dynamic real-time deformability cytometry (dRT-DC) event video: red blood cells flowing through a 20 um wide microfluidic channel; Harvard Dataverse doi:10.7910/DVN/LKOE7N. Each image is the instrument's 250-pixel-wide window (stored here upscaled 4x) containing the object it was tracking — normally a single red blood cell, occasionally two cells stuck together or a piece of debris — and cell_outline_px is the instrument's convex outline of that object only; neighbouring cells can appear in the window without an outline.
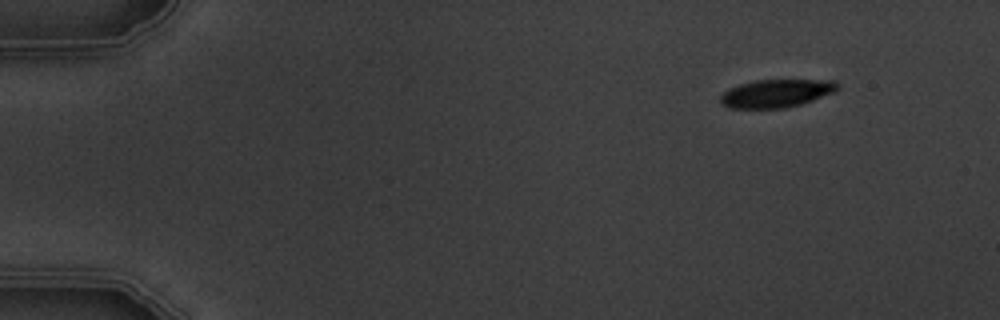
{"species": "common noctule bat (a hibernating species)", "species_latin": "Nyctalus noctula", "temperature_condition": "warm", "stored_images_in_passage": 5, "segment_of_instrument_passage": [1, 2], "camera_frame_rate_fps": 3000, "um_per_image_px": 0.085, "animal": {"sex": "male", "body_mass_g": 19.5, "forearm_length_mm": 54.6}, "frame": {"image": 1, "passage_image": 1, "time_ms": 0.0, "image_size_px": [1000, 320], "cell_outline_px": [[840, 88], [836, 92], [800, 104], [784, 108], [728, 108], [720, 104], [720, 96], [728, 88], [740, 84], [756, 80], [836, 80], [840, 84]], "centroid_in_image_um": [66.0, 7.93], "position_along_channel_um": 19.0, "area_um2": 19.31}}
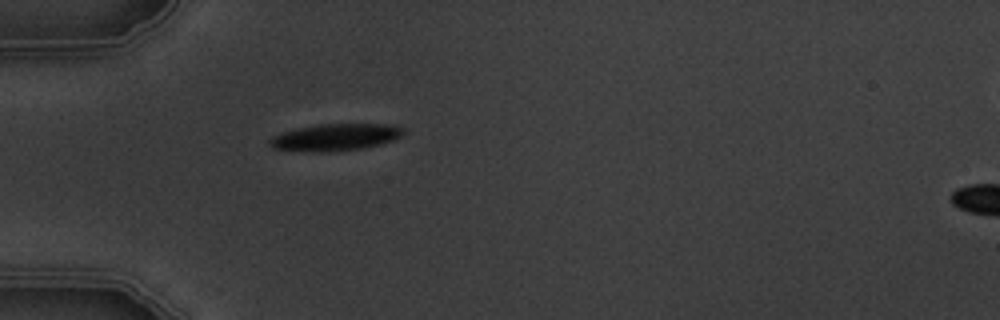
{"frame": {"image": 2, "passage_image": 4, "time_ms": 3.667, "image_size_px": [1000, 320], "cell_outline_px": [[404, 132], [400, 136], [392, 140], [380, 144], [360, 148], [324, 152], [312, 152], [272, 148], [268, 144], [268, 140], [272, 136], [296, 128], [320, 124], [396, 124], [404, 128]], "centroid_in_image_um": [28.49, 11.65], "position_along_channel_um": 56.5, "area_um2": 20.92}}